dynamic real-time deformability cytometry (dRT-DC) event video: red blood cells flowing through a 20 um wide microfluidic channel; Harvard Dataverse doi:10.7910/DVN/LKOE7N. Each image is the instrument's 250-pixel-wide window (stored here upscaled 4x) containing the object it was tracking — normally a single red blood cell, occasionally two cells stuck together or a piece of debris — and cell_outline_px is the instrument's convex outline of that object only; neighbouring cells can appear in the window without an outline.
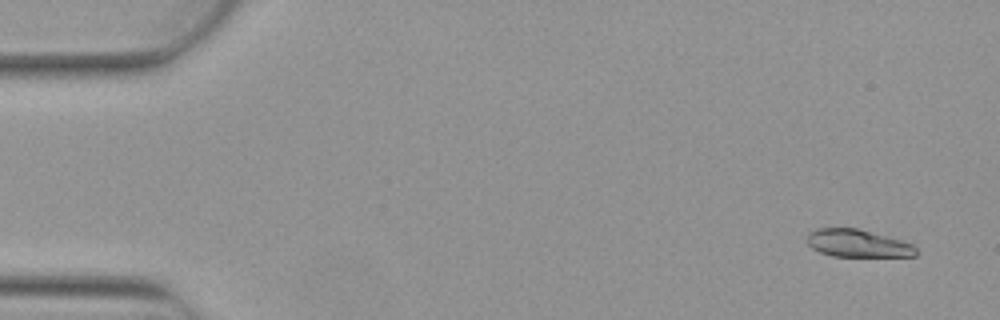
{"species": "Egyptian fruit bat (a non-hibernating species)", "species_latin": "Rousettus aegyptiacus", "temperature_condition": "warm", "stored_images_in_passage": 7, "camera_frame_rate_fps": 3000, "um_per_image_px": 0.085, "animal": {"sex": "female"}, "frame": {"image": 1, "passage_image": 1, "time_ms": 0.0, "image_size_px": [1000, 320], "cell_outline_px": [[916, 256], [832, 256], [820, 252], [812, 248], [808, 244], [808, 232], [816, 228], [856, 228], [900, 240], [912, 244], [916, 248]], "centroid_in_image_um": [72.87, 20.68], "position_along_channel_um": 12.1, "area_um2": 17.28}}
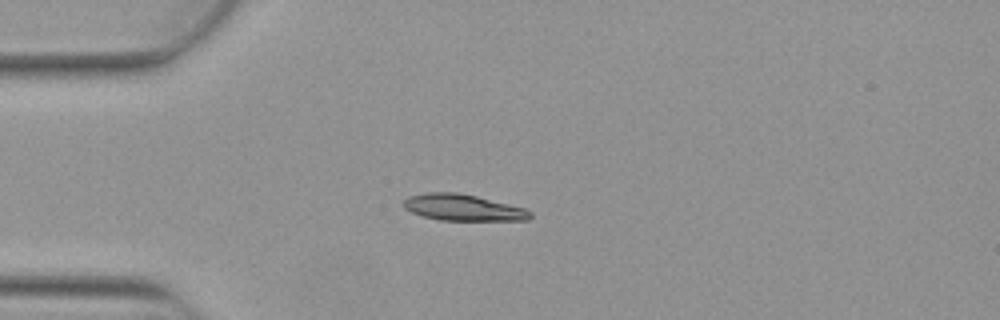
{"frame": {"image": 2, "passage_image": 4, "time_ms": 1.0, "image_size_px": [1000, 320], "cell_outline_px": [[532, 216], [528, 220], [440, 220], [424, 216], [412, 212], [404, 208], [404, 200], [408, 196], [428, 192], [456, 192], [476, 196], [524, 208], [532, 212]], "centroid_in_image_um": [39.35, 17.64], "position_along_channel_um": 45.7, "area_um2": 19.25}}
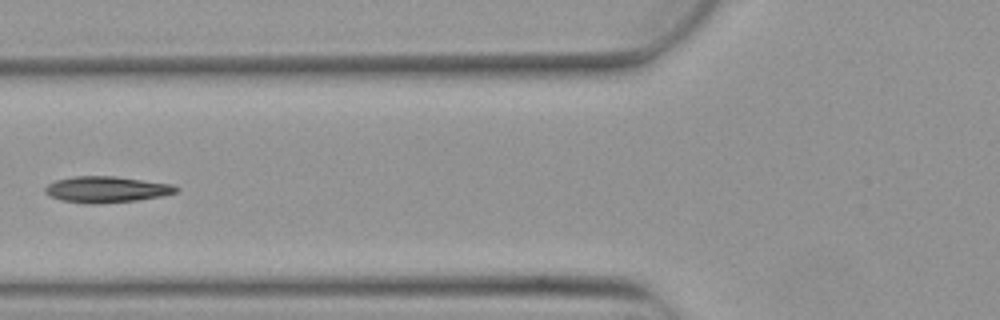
{"frame": {"image": 3, "passage_image": 6, "time_ms": 1.667, "image_size_px": [1000, 320], "cell_outline_px": [[180, 188], [176, 192], [164, 196], [136, 200], [100, 204], [88, 204], [60, 200], [48, 196], [44, 192], [44, 188], [48, 184], [56, 180], [72, 176], [116, 176], [172, 184]], "centroid_in_image_um": [9.03, 16.1], "position_along_channel_um": 116.8, "area_um2": 20.23}}